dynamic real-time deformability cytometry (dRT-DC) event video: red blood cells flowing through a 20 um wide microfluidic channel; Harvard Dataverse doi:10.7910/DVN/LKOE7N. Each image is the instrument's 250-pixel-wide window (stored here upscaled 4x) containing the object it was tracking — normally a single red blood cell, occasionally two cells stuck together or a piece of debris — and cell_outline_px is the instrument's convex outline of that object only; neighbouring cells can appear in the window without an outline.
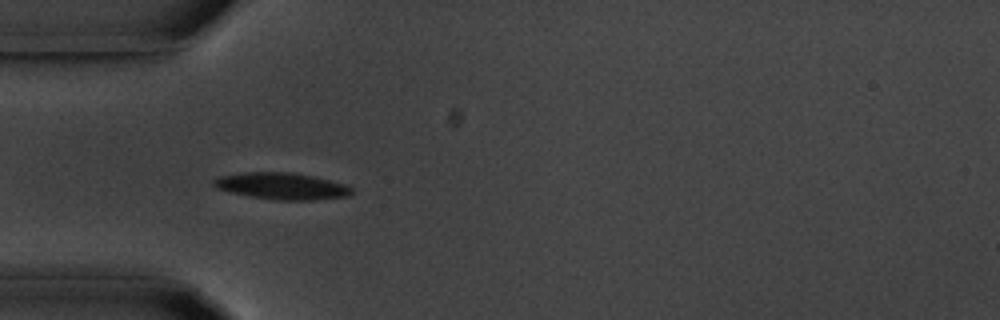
{"species": "common noctule bat (a hibernating species)", "species_latin": "Nyctalus noctula", "temperature_condition": "room temperature", "stored_images_in_passage": 30, "camera_frame_rate_fps": 3000, "um_per_image_px": 0.085, "animal": {"sex": "male", "body_mass_g": 20.1, "forearm_length_mm": 53.5}, "frame": {"image": 1, "passage_image": 5, "time_ms": 1.333, "image_size_px": [1000, 320], "cell_outline_px": [[352, 192], [348, 196], [312, 200], [276, 200], [252, 196], [232, 192], [216, 188], [212, 184], [212, 180], [220, 176], [244, 172], [296, 172], [344, 184], [352, 188]], "centroid_in_image_um": [23.93, 15.81], "position_along_channel_um": 61.1, "area_um2": 21.27}, "authors_computed_cell_mechanics": {"area_um2": 20.9525, "velocity_mm_per_s": 3.7007, "shape_relaxation_time_tau1_ms": 3.3165, "shape_relaxation_time_tau2_ms": null, "deformation_change_tau1": 0.1533, "deformation_change_tau2": null}}